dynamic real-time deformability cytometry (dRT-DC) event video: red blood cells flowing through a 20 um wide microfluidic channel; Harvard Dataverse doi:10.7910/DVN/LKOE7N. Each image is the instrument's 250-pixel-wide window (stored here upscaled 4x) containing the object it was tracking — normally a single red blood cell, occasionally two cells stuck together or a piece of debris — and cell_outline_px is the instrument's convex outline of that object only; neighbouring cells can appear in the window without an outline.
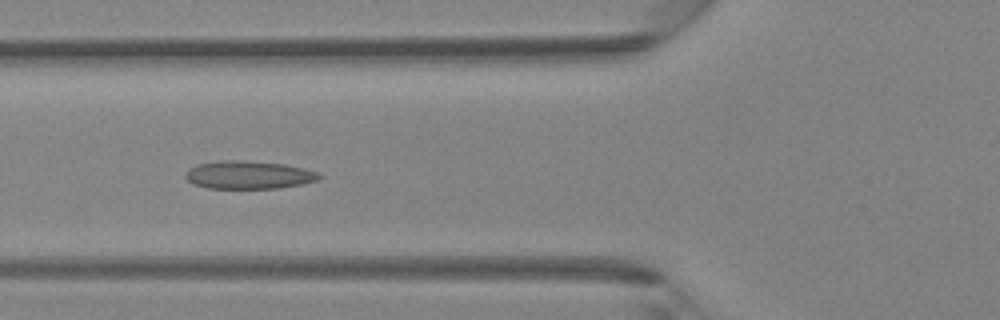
{"species": "Egyptian fruit bat (a non-hibernating species)", "species_latin": "Rousettus aegyptiacus", "temperature_condition": "room temperature", "stored_images_in_passage": 41, "camera_frame_rate_fps": 3000, "um_per_image_px": 0.085, "animal": {"sex": "female"}, "frame": {"image": 1, "passage_image": 15, "time_ms": 4.667, "image_size_px": [1000, 320], "cell_outline_px": [[324, 176], [316, 180], [300, 184], [276, 188], [208, 188], [192, 184], [184, 176], [188, 168], [196, 164], [220, 160], [248, 160], [284, 164], [304, 168], [320, 172]], "centroid_in_image_um": [21.11, 14.85], "position_along_channel_um": 104.7, "area_um2": 22.02}}
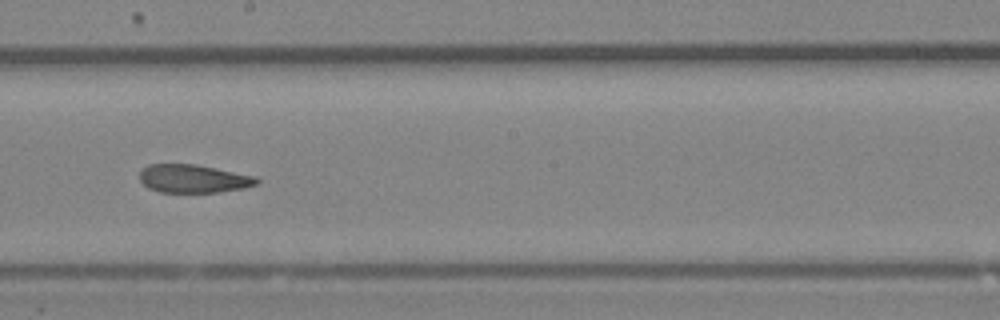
{"frame": {"image": 2, "passage_image": 23, "time_ms": 7.333, "image_size_px": [1000, 320], "cell_outline_px": [[260, 180], [256, 184], [244, 188], [216, 192], [160, 192], [148, 188], [140, 180], [140, 172], [148, 164], [196, 164], [256, 176]], "centroid_in_image_um": [16.44, 15.18], "position_along_channel_um": 231.8, "area_um2": 19.19}}
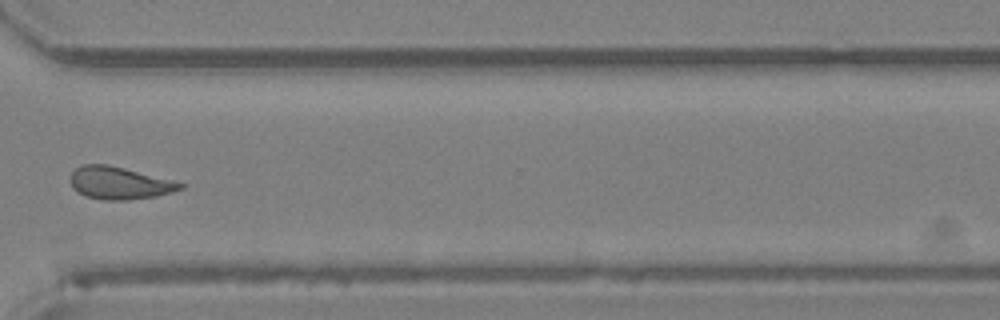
{"frame": {"image": 3, "passage_image": 31, "time_ms": 10.0, "image_size_px": [1000, 320], "cell_outline_px": [[184, 188], [172, 192], [156, 196], [128, 200], [104, 200], [84, 196], [72, 188], [68, 180], [72, 172], [76, 168], [84, 164], [108, 164], [124, 168], [184, 184]], "centroid_in_image_um": [10.07, 15.56], "position_along_channel_um": 360.5, "area_um2": 20.69}}